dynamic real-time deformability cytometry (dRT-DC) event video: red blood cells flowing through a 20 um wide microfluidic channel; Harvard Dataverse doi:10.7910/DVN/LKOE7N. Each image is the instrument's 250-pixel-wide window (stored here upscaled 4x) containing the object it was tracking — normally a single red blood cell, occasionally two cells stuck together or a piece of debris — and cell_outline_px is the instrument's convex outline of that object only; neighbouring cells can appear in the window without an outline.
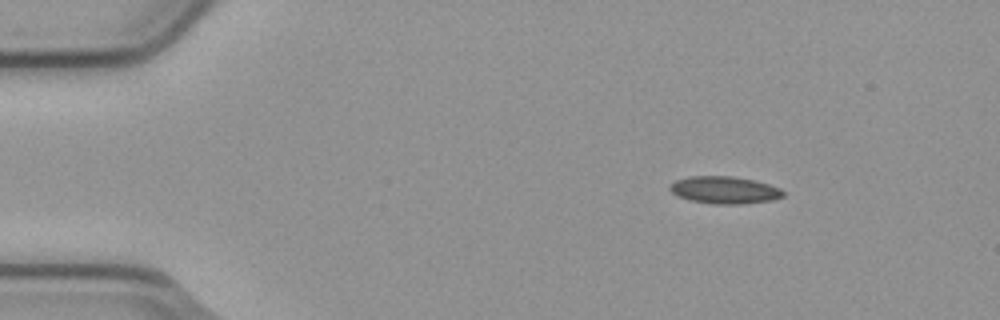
{"species": "common noctule bat (a hibernating species)", "species_latin": "Nyctalus noctula", "temperature_condition": "cold", "stored_images_in_passage": 5, "camera_frame_rate_fps": 3000, "um_per_image_px": 0.085, "animal": {"sex": "male", "body_mass_g": 23.1, "forearm_length_mm": 52.7}, "frame": {"image": 1, "passage_image": 1, "time_ms": 0.0, "image_size_px": [1000, 320], "cell_outline_px": [[784, 196], [772, 200], [744, 204], [712, 204], [688, 200], [676, 196], [668, 188], [676, 180], [688, 176], [732, 176], [752, 180], [768, 184], [780, 188], [784, 192]], "centroid_in_image_um": [61.56, 16.16], "position_along_channel_um": 23.4, "area_um2": 18.09}}